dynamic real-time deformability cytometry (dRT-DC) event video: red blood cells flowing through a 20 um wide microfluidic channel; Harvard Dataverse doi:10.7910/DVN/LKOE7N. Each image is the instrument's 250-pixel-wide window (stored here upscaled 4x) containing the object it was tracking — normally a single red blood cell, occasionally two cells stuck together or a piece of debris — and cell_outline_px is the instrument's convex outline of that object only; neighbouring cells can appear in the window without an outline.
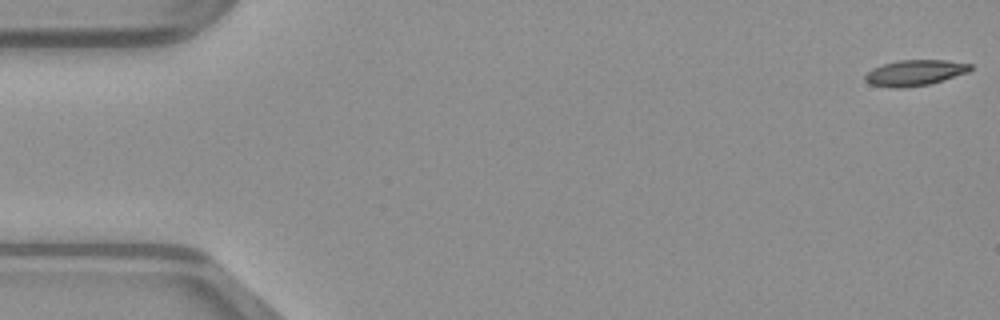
{"species": "common noctule bat (a hibernating species)", "species_latin": "Nyctalus noctula", "temperature_condition": "warm", "stored_images_in_passage": 12, "camera_frame_rate_fps": 3000, "um_per_image_px": 0.085, "animal": {"sex": "male", "body_mass_g": 23.1, "forearm_length_mm": 52.7}, "frame": {"image": 1, "passage_image": 1, "time_ms": 0.0, "image_size_px": [1000, 320], "cell_outline_px": [[972, 68], [968, 72], [928, 84], [900, 88], [892, 88], [868, 84], [864, 80], [864, 76], [872, 68], [884, 64], [900, 60], [944, 60], [972, 64]], "centroid_in_image_um": [77.72, 6.19], "position_along_channel_um": 7.3, "area_um2": 15.66}}